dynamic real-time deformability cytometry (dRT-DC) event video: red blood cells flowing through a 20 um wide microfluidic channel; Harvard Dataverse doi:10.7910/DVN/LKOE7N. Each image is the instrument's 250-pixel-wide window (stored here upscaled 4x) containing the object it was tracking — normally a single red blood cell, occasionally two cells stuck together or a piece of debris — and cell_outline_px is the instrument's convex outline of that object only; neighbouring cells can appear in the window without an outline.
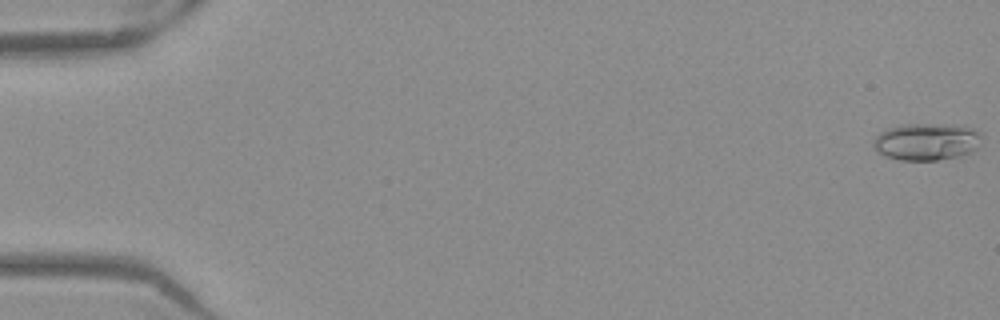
{"species": "Egyptian fruit bat (a non-hibernating species)", "species_latin": "Rousettus aegyptiacus", "temperature_condition": "warm", "stored_images_in_passage": 53, "camera_frame_rate_fps": 3000, "um_per_image_px": 0.085, "frame": {"image": 1, "passage_image": 1, "time_ms": 0.0, "image_size_px": [1000, 320], "cell_outline_px": [[984, 136], [976, 148], [972, 152], [960, 156], [936, 160], [900, 160], [884, 156], [876, 152], [872, 144], [872, 140], [880, 132], [888, 128], [900, 124], [964, 124], [980, 132]], "centroid_in_image_um": [78.77, 12.03], "position_along_channel_um": 6.2, "area_um2": 24.04}}
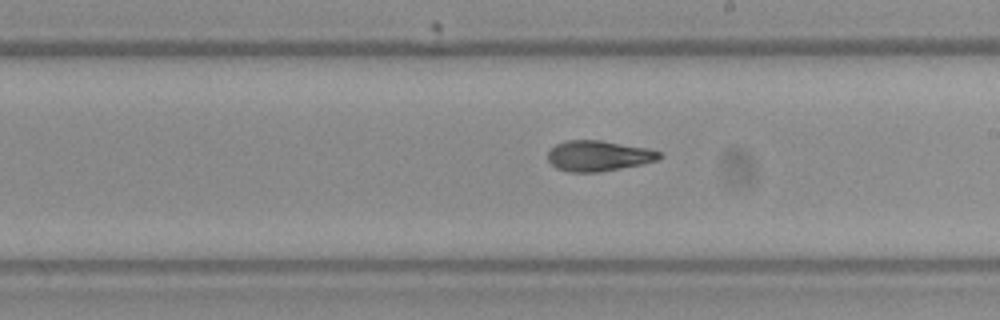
{"frame": {"image": 2, "passage_image": 31, "time_ms": 10.0, "image_size_px": [1000, 320], "cell_outline_px": [[664, 156], [656, 160], [640, 164], [600, 172], [568, 172], [556, 168], [548, 160], [548, 152], [556, 144], [564, 140], [600, 140], [648, 148], [660, 152]], "centroid_in_image_um": [50.85, 13.24], "position_along_channel_um": 238.1, "area_um2": 19.83}}
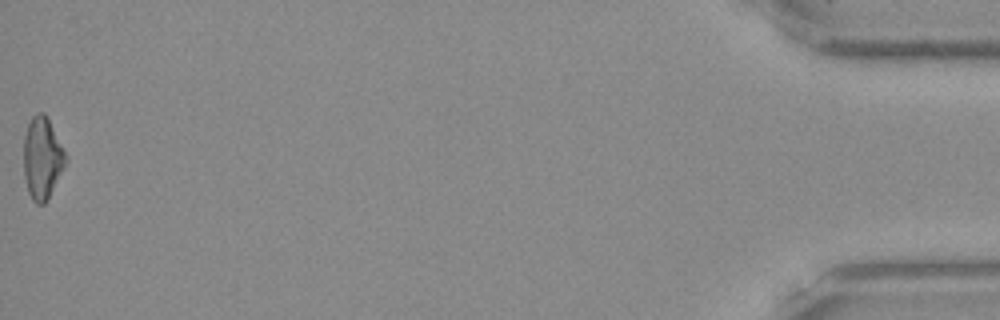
{"frame": {"image": 3, "passage_image": 53, "time_ms": 17.333, "image_size_px": [1000, 320], "cell_outline_px": [[68, 160], [64, 168], [44, 204], [36, 204], [32, 200], [28, 192], [24, 176], [24, 136], [28, 124], [32, 116], [36, 112], [44, 112], [64, 148], [68, 156]], "centroid_in_image_um": [3.6, 13.42], "position_along_channel_um": 431.6, "area_um2": 20.06}, "authors_computed_cell_mechanics": {"area_um2": 20.1144, "velocity_mm_per_s": 3.9446, "shape_relaxation_time_tau1_ms": null, "shape_relaxation_time_tau2_ms": 2.6814, "deformation_change_tau1": null, "deformation_change_tau2": 0.0941}}